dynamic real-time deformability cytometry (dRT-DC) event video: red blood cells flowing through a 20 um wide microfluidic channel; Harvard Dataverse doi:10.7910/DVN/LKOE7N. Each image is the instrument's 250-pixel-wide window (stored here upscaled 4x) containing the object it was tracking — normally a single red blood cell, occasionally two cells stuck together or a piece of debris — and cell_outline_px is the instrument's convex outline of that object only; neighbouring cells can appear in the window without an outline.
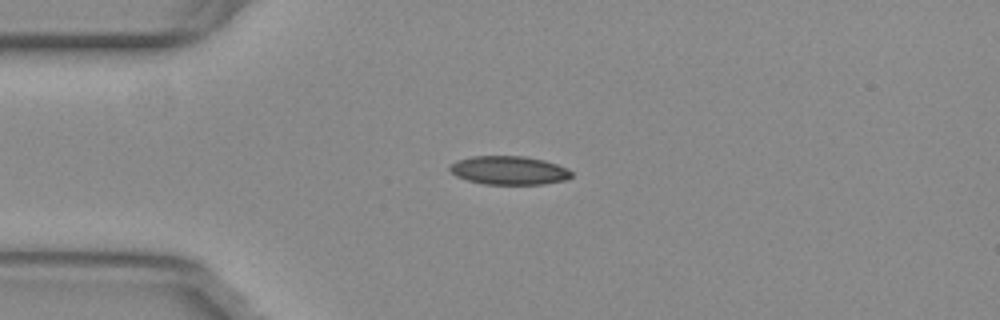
{"species": "common noctule bat (a hibernating species)", "species_latin": "Nyctalus noctula", "temperature_condition": "warm", "stored_images_in_passage": 26, "camera_frame_rate_fps": 3000, "um_per_image_px": 0.085, "animal": {"sex": "female", "body_mass_g": 29.2, "forearm_length_mm": 56.3}, "frame": {"image": 1, "passage_image": 1, "time_ms": 0.0, "image_size_px": [1000, 320], "cell_outline_px": [[572, 176], [564, 180], [544, 184], [484, 184], [468, 180], [456, 176], [448, 168], [456, 160], [472, 156], [524, 156], [544, 160], [568, 168], [572, 172]], "centroid_in_image_um": [43.27, 14.47], "position_along_channel_um": 41.7, "area_um2": 20.23}}
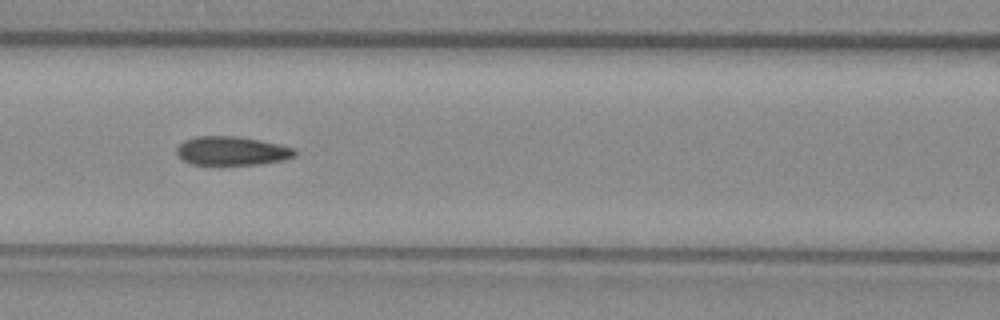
{"frame": {"image": 2, "passage_image": 11, "time_ms": 3.333, "image_size_px": [1000, 320], "cell_outline_px": [[296, 156], [284, 160], [260, 164], [192, 164], [184, 160], [176, 152], [176, 148], [184, 140], [196, 136], [236, 136], [260, 140], [296, 148]], "centroid_in_image_um": [19.74, 12.82], "position_along_channel_um": 146.9, "area_um2": 19.77}}
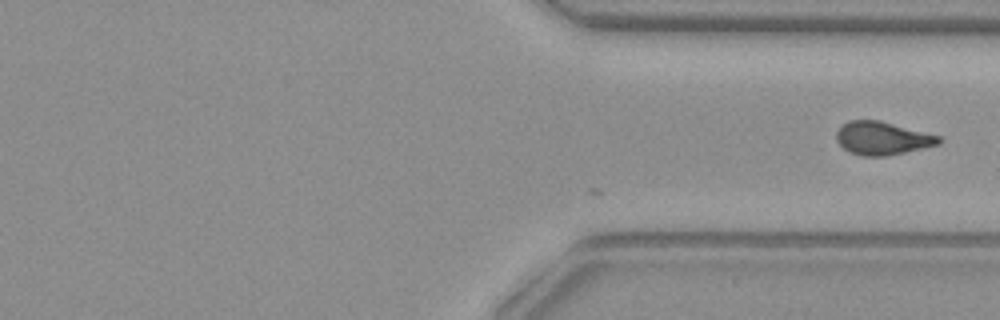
{"frame": {"image": 3, "passage_image": 26, "time_ms": 8.333, "image_size_px": [1000, 320], "cell_outline_px": [[940, 144], [888, 156], [860, 156], [848, 152], [836, 140], [836, 132], [848, 120], [880, 120], [940, 136]], "centroid_in_image_um": [74.98, 11.76], "position_along_channel_um": 336.4, "area_um2": 19.77}}